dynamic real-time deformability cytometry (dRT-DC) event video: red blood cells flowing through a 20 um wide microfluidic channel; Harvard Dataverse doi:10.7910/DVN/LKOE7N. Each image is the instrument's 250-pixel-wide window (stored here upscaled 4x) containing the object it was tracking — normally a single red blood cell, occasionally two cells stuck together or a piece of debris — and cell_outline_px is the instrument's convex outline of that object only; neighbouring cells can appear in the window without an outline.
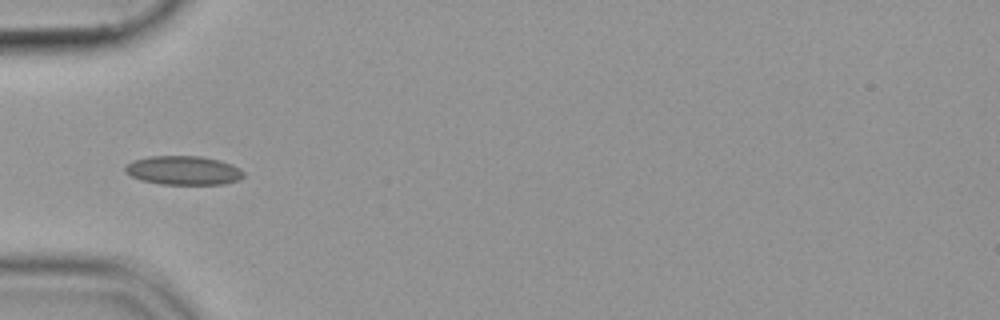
{"species": "common noctule bat (a hibernating species)", "species_latin": "Nyctalus noctula", "temperature_condition": "cold", "stored_images_in_passage": 37, "camera_frame_rate_fps": 3000, "um_per_image_px": 0.085, "animal": {"sex": "female", "body_mass_g": 19.9}, "frame": {"image": 1, "passage_image": 1, "time_ms": 0.0, "image_size_px": [1000, 320], "cell_outline_px": [[244, 176], [240, 180], [224, 184], [160, 184], [140, 180], [124, 172], [124, 164], [132, 160], [148, 156], [200, 156], [220, 160], [232, 164], [240, 168], [244, 172]], "centroid_in_image_um": [15.57, 14.48], "position_along_channel_um": 69.4, "area_um2": 20.29}}
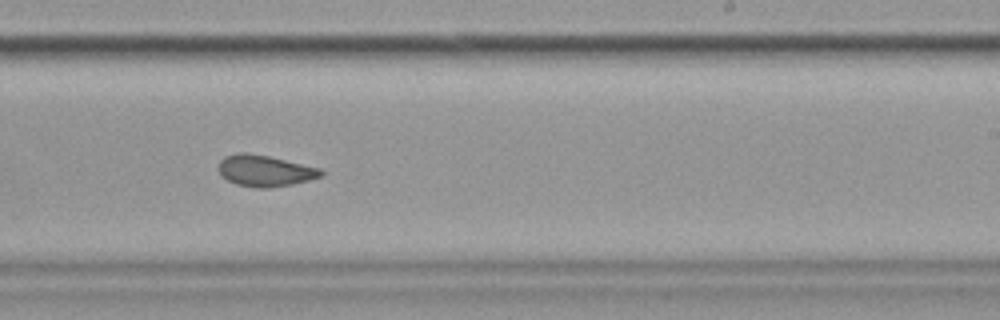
{"frame": {"image": 2, "passage_image": 17, "time_ms": 5.333, "image_size_px": [1000, 320], "cell_outline_px": [[324, 176], [292, 184], [268, 188], [256, 188], [236, 184], [220, 176], [216, 168], [220, 160], [224, 156], [240, 152], [244, 152], [268, 156], [320, 168], [324, 172]], "centroid_in_image_um": [22.47, 14.52], "position_along_channel_um": 266.5, "area_um2": 18.84}}
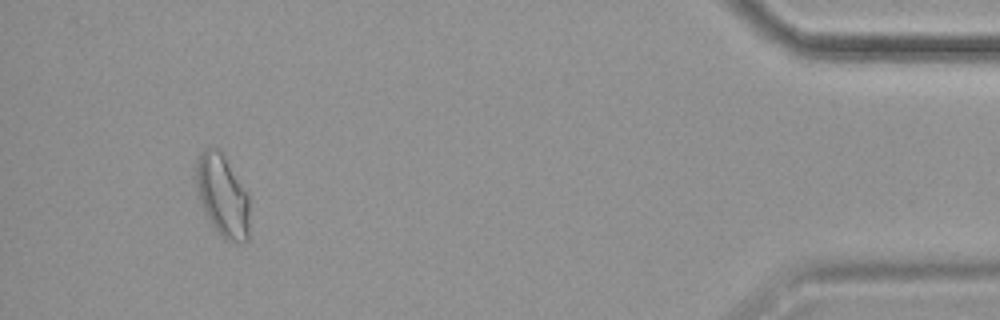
{"frame": {"image": 3, "passage_image": 34, "time_ms": 11.0, "image_size_px": [1000, 320], "cell_outline_px": [[248, 240], [244, 244], [236, 244], [224, 240], [212, 224], [204, 212], [200, 200], [196, 184], [196, 160], [200, 152], [204, 148], [216, 148], [224, 156], [248, 192]], "centroid_in_image_um": [18.92, 16.66], "position_along_channel_um": 416.3, "area_um2": 25.66}}